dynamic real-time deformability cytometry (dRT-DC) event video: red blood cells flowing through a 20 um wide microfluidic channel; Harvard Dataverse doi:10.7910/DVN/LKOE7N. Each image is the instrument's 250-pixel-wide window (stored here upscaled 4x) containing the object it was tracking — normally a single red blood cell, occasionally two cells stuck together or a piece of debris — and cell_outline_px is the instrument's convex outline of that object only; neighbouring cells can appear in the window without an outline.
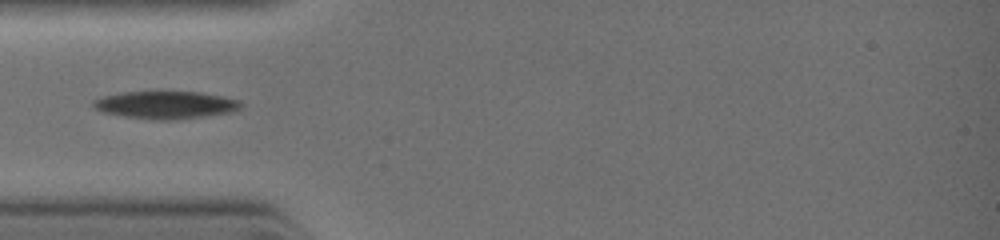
{"species": "common noctule bat (a hibernating species)", "species_latin": "Nyctalus noctula", "temperature_condition": "warm", "stored_images_in_passage": 5, "camera_frame_rate_fps": 3000, "um_per_image_px": 0.085, "animal": {"sex": "female", "body_mass_g": 19.0, "forearm_length_mm": 51.5}, "frame": {"image": 1, "passage_image": 1, "time_ms": 0.0, "image_size_px": [1000, 240], "cell_outline_px": [[244, 104], [240, 108], [232, 112], [204, 116], [172, 120], [160, 120], [124, 116], [104, 112], [96, 108], [92, 104], [92, 100], [104, 96], [120, 92], [200, 92], [224, 96], [240, 100]], "centroid_in_image_um": [14.13, 8.91], "position_along_channel_um": 70.9, "area_um2": 23.64}}
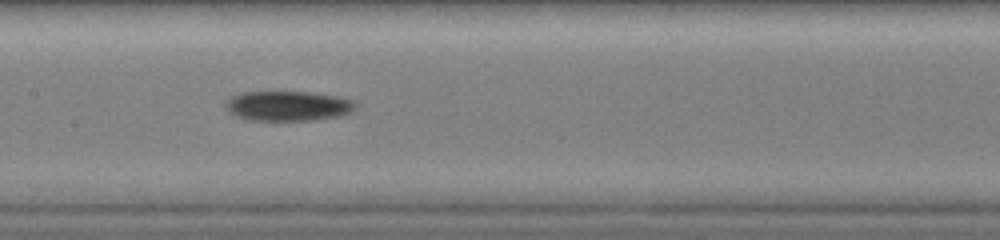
{"frame": {"image": 2, "passage_image": 4, "time_ms": 2.0, "image_size_px": [1000, 240], "cell_outline_px": [[360, 104], [356, 108], [340, 116], [308, 120], [248, 120], [236, 116], [228, 112], [224, 104], [232, 96], [244, 92], [312, 92], [340, 96], [356, 100]], "centroid_in_image_um": [24.53, 8.99], "position_along_channel_um": 182.9, "area_um2": 22.83}}
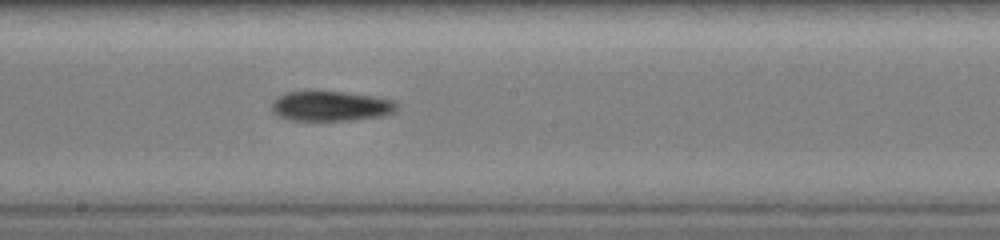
{"frame": {"image": 3, "passage_image": 5, "time_ms": 2.667, "image_size_px": [1000, 240], "cell_outline_px": [[400, 108], [384, 116], [348, 120], [292, 120], [280, 116], [272, 108], [272, 100], [276, 96], [284, 92], [308, 88], [344, 92], [376, 96], [396, 100], [400, 104]], "centroid_in_image_um": [28.13, 8.96], "position_along_channel_um": 220.1, "area_um2": 22.77}}